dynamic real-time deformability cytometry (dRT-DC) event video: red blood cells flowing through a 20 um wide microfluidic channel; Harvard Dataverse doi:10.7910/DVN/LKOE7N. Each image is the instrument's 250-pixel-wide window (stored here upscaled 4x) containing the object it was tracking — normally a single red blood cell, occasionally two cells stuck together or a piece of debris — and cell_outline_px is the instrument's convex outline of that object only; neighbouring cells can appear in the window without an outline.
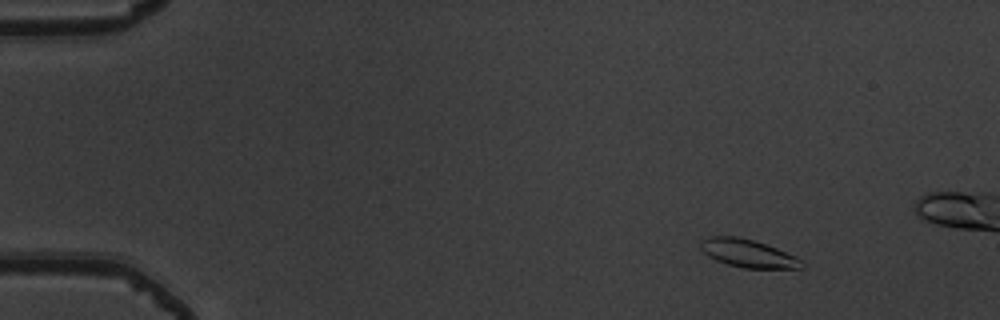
{"species": "common noctule bat (a hibernating species)", "species_latin": "Nyctalus noctula", "temperature_condition": "warm", "stored_images_in_passage": 18, "camera_frame_rate_fps": 3000, "um_per_image_px": 0.085, "animal": {"sex": "male", "body_mass_g": 19.5, "forearm_length_mm": 54.6}, "frame": {"image": 1, "passage_image": 8, "time_ms": 2.333, "image_size_px": [1000, 320], "cell_outline_px": [[804, 264], [800, 268], [744, 268], [728, 264], [716, 260], [708, 256], [700, 248], [700, 240], [708, 236], [736, 236], [752, 240], [776, 248], [796, 256], [804, 260]], "centroid_in_image_um": [63.56, 21.53], "position_along_channel_um": 21.4, "area_um2": 16.42}}